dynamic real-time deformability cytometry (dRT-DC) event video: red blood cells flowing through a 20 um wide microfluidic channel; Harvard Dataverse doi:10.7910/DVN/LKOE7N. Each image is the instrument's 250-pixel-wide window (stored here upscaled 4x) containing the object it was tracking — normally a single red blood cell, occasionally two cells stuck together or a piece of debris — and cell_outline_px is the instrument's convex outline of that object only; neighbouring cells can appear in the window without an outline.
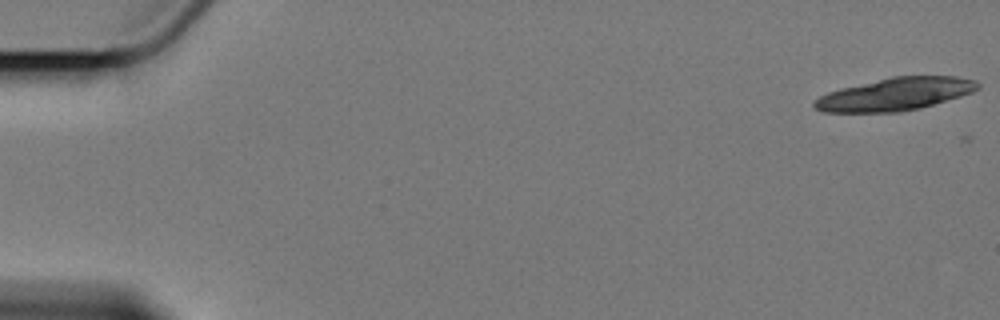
{"species": "Egyptian fruit bat (a non-hibernating species)", "species_latin": "Rousettus aegyptiacus", "temperature_condition": "cold", "stored_images_in_passage": 6, "camera_frame_rate_fps": 3000, "um_per_image_px": 0.085, "animal": {"sex": "female"}, "frame": {"image": 1, "passage_image": 1, "time_ms": 0.0, "image_size_px": [1000, 320], "cell_outline_px": [[980, 88], [972, 92], [960, 96], [920, 108], [900, 112], [824, 112], [816, 108], [812, 104], [820, 96], [828, 92], [840, 88], [892, 76], [956, 76], [976, 80], [980, 84]], "centroid_in_image_um": [76.11, 7.99], "position_along_channel_um": 8.9, "area_um2": 31.04}}